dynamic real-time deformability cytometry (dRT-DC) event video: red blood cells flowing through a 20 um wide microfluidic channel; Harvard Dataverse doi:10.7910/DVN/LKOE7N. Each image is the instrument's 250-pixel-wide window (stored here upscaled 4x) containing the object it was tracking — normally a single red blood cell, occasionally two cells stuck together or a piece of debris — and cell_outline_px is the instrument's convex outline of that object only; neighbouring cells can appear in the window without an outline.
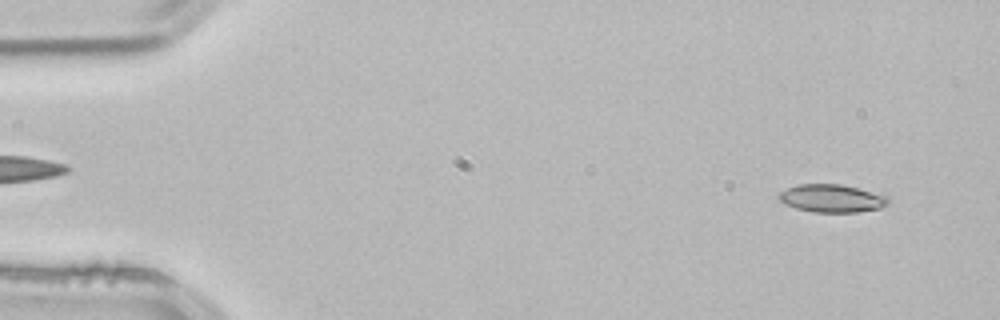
{"species": "common noctule bat (a hibernating species)", "species_latin": "Nyctalus noctula", "temperature_condition": "room temperature", "stored_images_in_passage": 4, "camera_frame_rate_fps": 3000, "um_per_image_px": 0.085, "animal": {"sex": "male", "body_mass_g": 21.5, "forearm_length_mm": 52.0}, "frame": {"image": 1, "passage_image": 4, "time_ms": 1.0, "image_size_px": [1000, 320], "cell_outline_px": [[888, 204], [880, 208], [856, 212], [812, 212], [796, 208], [784, 204], [776, 196], [780, 192], [796, 184], [840, 184], [888, 196]], "centroid_in_image_um": [70.66, 16.86], "position_along_channel_um": 14.3, "area_um2": 17.69}}